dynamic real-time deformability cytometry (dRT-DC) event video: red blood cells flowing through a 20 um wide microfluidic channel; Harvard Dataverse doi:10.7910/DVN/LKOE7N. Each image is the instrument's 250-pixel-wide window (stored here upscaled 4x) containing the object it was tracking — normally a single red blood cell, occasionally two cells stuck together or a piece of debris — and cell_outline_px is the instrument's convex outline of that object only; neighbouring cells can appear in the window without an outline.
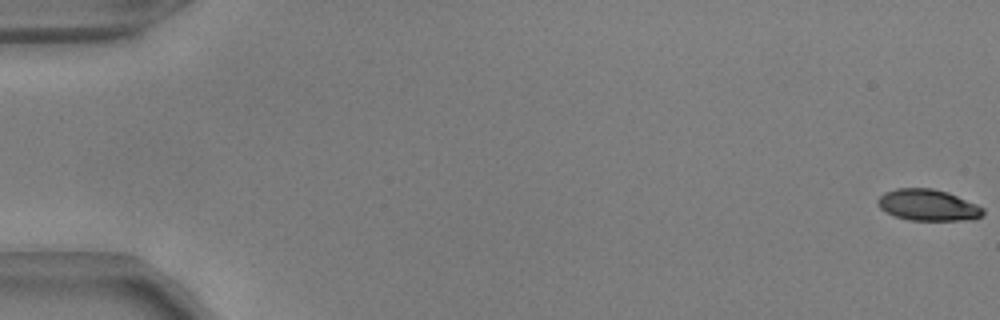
{"species": "common noctule bat (a hibernating species)", "species_latin": "Nyctalus noctula", "temperature_condition": "warm", "stored_images_in_passage": 55, "camera_frame_rate_fps": 3000, "um_per_image_px": 0.085, "animal": {"sex": "male", "body_mass_g": 17.9, "forearm_length_mm": 54.2}, "frame": {"image": 1, "passage_image": 1, "time_ms": 0.0, "image_size_px": [1000, 320], "cell_outline_px": [[984, 212], [976, 220], [908, 220], [896, 216], [880, 208], [876, 200], [884, 192], [896, 188], [932, 188], [948, 192], [976, 204], [984, 208]], "centroid_in_image_um": [78.89, 17.43], "position_along_channel_um": 6.1, "area_um2": 19.25}}
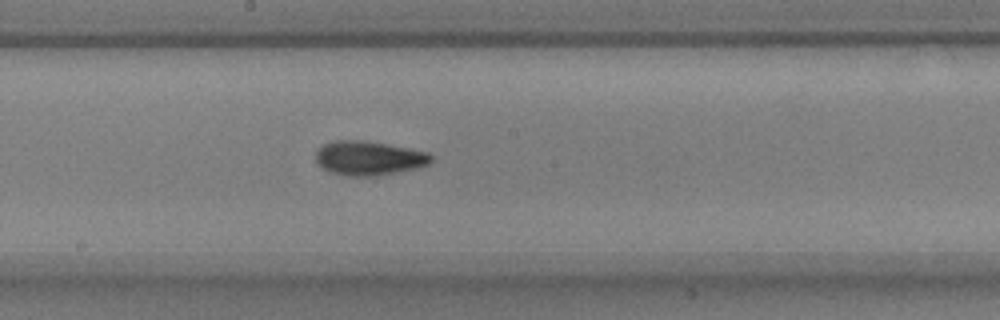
{"frame": {"image": 2, "passage_image": 30, "time_ms": 9.667, "image_size_px": [1000, 320], "cell_outline_px": [[432, 160], [428, 164], [416, 168], [372, 176], [348, 176], [332, 172], [316, 164], [316, 152], [324, 144], [332, 140], [364, 140], [388, 144], [428, 152], [432, 156]], "centroid_in_image_um": [31.33, 13.42], "position_along_channel_um": 216.9, "area_um2": 22.83}}
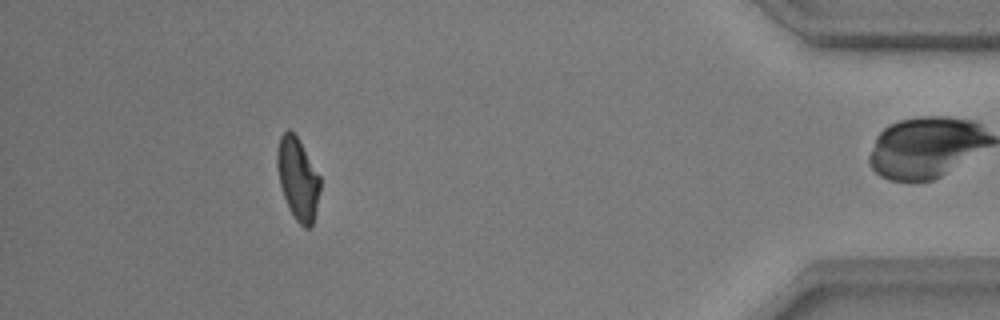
{"frame": {"image": 3, "passage_image": 49, "time_ms": 16.0, "image_size_px": [1000, 320], "cell_outline_px": [[320, 188], [312, 228], [304, 228], [296, 220], [288, 208], [280, 184], [276, 164], [276, 152], [280, 136], [288, 128], [296, 136], [320, 176]], "centroid_in_image_um": [25.3, 15.21], "position_along_channel_um": 409.9, "area_um2": 20.4}, "authors_computed_cell_mechanics": {"area_um2": 21.097, "velocity_mm_per_s": 3.8542, "shape_relaxation_time_tau1_ms": 3.6731, "shape_relaxation_time_tau2_ms": 1.0547, "deformation_change_tau1": 0.1554, "deformation_change_tau2": 0.0662}}